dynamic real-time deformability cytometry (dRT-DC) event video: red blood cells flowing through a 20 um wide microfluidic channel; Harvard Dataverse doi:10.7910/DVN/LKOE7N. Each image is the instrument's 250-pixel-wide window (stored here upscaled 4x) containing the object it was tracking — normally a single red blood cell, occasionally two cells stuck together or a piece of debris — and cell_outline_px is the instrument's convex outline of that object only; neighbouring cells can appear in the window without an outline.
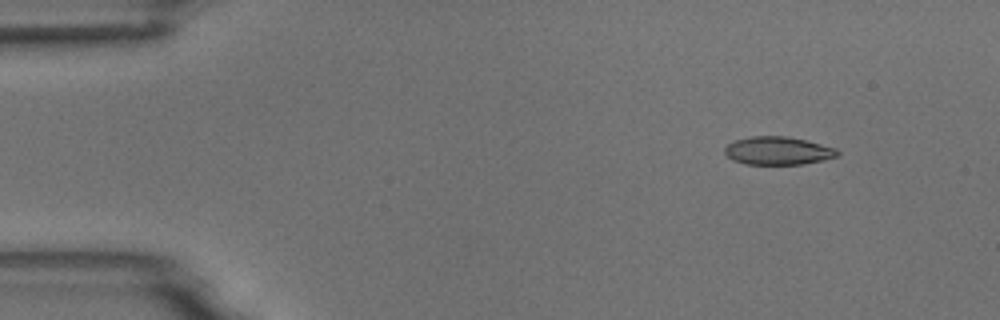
{"species": "common noctule bat (a hibernating species)", "species_latin": "Nyctalus noctula", "temperature_condition": "room temperature", "stored_images_in_passage": 10, "camera_frame_rate_fps": 3000, "um_per_image_px": 0.085, "animal": {"sex": "male", "body_mass_g": 18.8}, "frame": {"image": 1, "passage_image": 1, "time_ms": 0.0, "image_size_px": [1000, 320], "cell_outline_px": [[840, 152], [836, 156], [824, 160], [804, 164], [744, 164], [732, 160], [724, 152], [724, 148], [732, 140], [752, 136], [784, 136], [804, 140], [836, 148]], "centroid_in_image_um": [66.09, 12.81], "position_along_channel_um": 18.9, "area_um2": 18.44}}
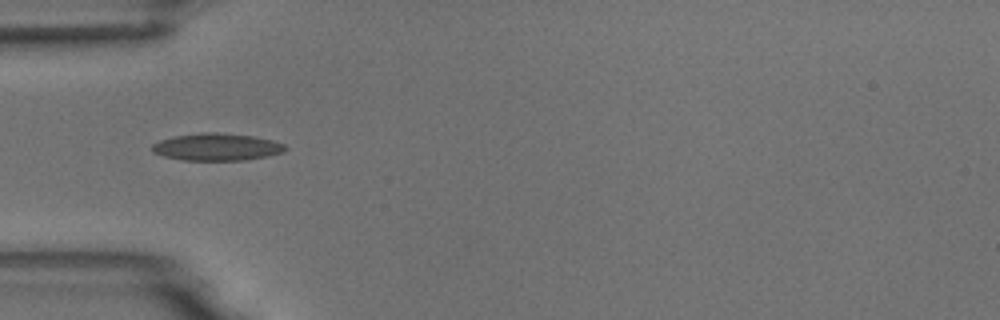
{"frame": {"image": 2, "passage_image": 4, "time_ms": 3.667, "image_size_px": [1000, 320], "cell_outline_px": [[288, 148], [284, 152], [268, 156], [244, 160], [184, 160], [164, 156], [152, 152], [152, 144], [160, 140], [172, 136], [200, 132], [216, 132], [252, 136], [272, 140], [284, 144]], "centroid_in_image_um": [18.42, 12.48], "position_along_channel_um": 66.6, "area_um2": 21.21}}
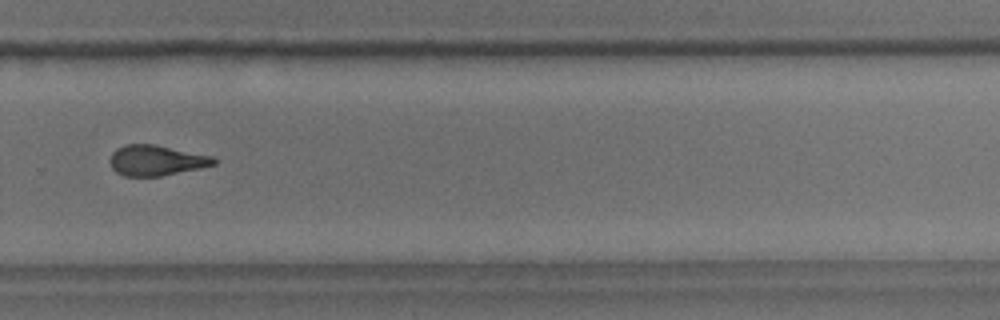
{"frame": {"image": 3, "passage_image": 10, "time_ms": 10.333, "image_size_px": [1000, 320], "cell_outline_px": [[216, 164], [200, 168], [160, 176], [124, 176], [116, 172], [112, 168], [108, 160], [112, 152], [116, 148], [128, 144], [156, 144], [212, 156], [216, 160]], "centroid_in_image_um": [13.25, 13.63], "position_along_channel_um": 316.6, "area_um2": 18.5}}